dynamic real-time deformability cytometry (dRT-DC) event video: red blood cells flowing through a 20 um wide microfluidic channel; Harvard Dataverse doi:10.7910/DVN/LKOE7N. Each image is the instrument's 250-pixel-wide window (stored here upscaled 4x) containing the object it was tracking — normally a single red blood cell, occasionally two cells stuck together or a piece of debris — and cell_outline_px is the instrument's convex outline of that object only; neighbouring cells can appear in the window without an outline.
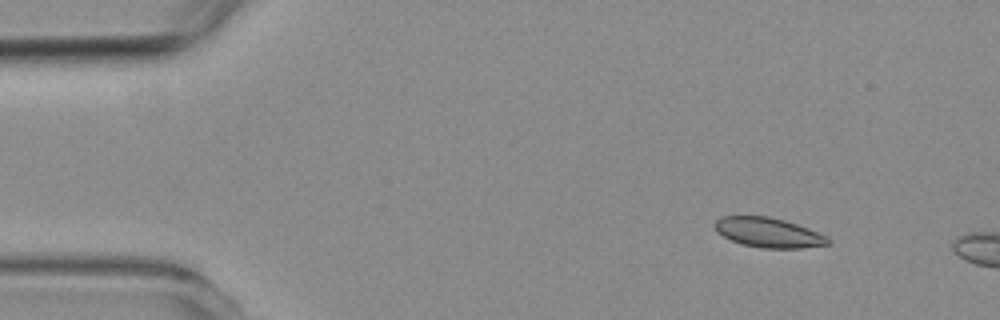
{"species": "common noctule bat (a hibernating species)", "species_latin": "Nyctalus noctula", "temperature_condition": "room temperature", "stored_images_in_passage": 3, "camera_frame_rate_fps": 3000, "um_per_image_px": 0.085, "animal": {"sex": "female", "body_mass_g": 19.3, "forearm_length_mm": 54.1}, "frame": {"image": 1, "passage_image": 2, "time_ms": 1.0, "image_size_px": [1000, 320], "cell_outline_px": [[832, 244], [800, 248], [760, 248], [740, 244], [716, 232], [712, 224], [720, 216], [768, 216], [784, 220], [808, 228], [828, 236], [832, 240]], "centroid_in_image_um": [65.32, 19.77], "position_along_channel_um": 19.7, "area_um2": 19.88}}